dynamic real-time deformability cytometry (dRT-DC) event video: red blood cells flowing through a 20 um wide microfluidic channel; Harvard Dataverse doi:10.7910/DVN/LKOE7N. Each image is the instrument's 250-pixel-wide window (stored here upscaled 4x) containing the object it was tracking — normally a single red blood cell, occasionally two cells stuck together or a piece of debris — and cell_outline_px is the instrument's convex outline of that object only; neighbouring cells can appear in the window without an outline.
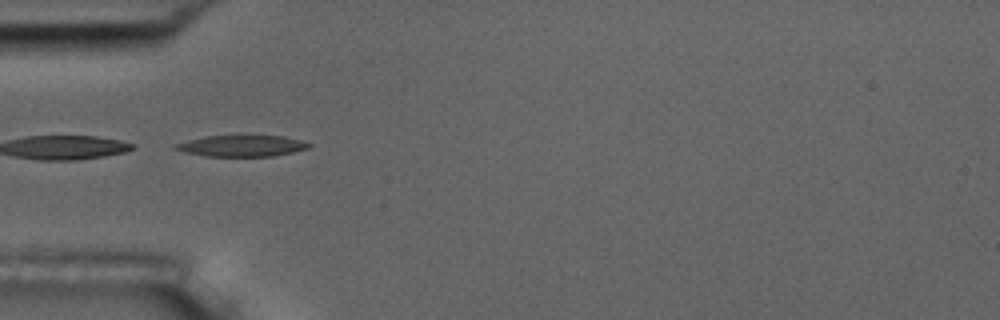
{"species": "common noctule bat (a hibernating species)", "species_latin": "Nyctalus noctula", "temperature_condition": "room temperature", "stored_images_in_passage": 37, "camera_frame_rate_fps": 3000, "um_per_image_px": 0.085, "animal": {"sex": "male", "body_mass_g": 17.5, "forearm_length_mm": 52.3}, "frame": {"image": 1, "passage_image": 1, "time_ms": 0.0, "image_size_px": [1000, 320], "cell_outline_px": [[312, 144], [308, 148], [292, 152], [272, 156], [204, 156], [184, 152], [172, 148], [172, 144], [204, 136], [284, 136], [300, 140]], "centroid_in_image_um": [20.49, 12.4], "position_along_channel_um": 64.5, "area_um2": 16.47}, "authors_computed_cell_mechanics": {"area_um2": 16.5308, "velocity_mm_per_s": 3.6747, "shape_relaxation_time_tau1_ms": 4.9205, "shape_relaxation_time_tau2_ms": 3.017, "deformation_change_tau1": 0.2067, "deformation_change_tau2": 0.1216}}